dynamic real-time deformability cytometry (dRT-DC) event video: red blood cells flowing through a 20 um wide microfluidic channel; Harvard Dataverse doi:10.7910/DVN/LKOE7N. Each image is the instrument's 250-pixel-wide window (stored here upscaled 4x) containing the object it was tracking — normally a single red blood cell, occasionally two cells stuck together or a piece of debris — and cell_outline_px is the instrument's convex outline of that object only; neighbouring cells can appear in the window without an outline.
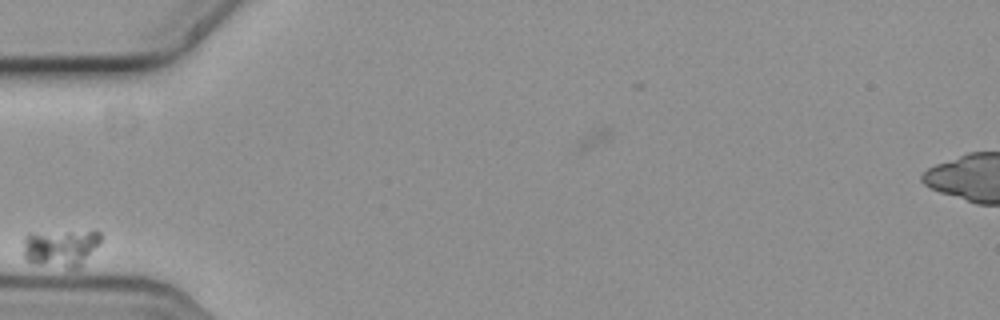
{"species": "common noctule bat (a hibernating species)", "species_latin": "Nyctalus noctula", "temperature_condition": "cold", "stored_images_in_passage": 32, "camera_frame_rate_fps": 3000, "um_per_image_px": 0.085, "animal": {"sex": "female", "body_mass_g": 19.3, "forearm_length_mm": 54.1}, "frame": {"image": 1, "passage_image": 1, "time_ms": 0.0, "image_size_px": [1000, 320], "cell_outline_px": [[100, 244], [76, 268], [68, 268], [36, 264], [28, 260], [24, 256], [24, 236], [28, 232], [96, 228], [100, 232]], "centroid_in_image_um": [5.18, 20.98], "position_along_channel_um": 79.8, "area_um2": 17.57}}
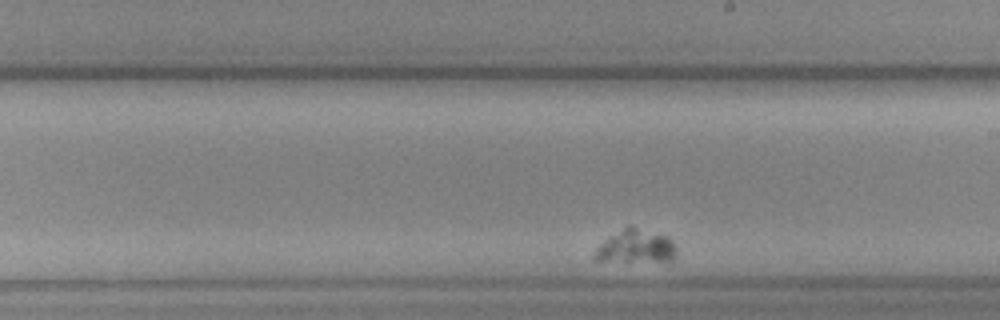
{"frame": {"image": 2, "passage_image": 18, "time_ms": 5.667, "image_size_px": [1000, 320], "cell_outline_px": [[676, 256], [672, 260], [596, 260], [592, 256], [596, 248], [600, 244], [624, 228], [636, 228], [668, 236], [672, 240], [676, 248]], "centroid_in_image_um": [54.07, 20.96], "position_along_channel_um": 234.9, "area_um2": 15.03}}
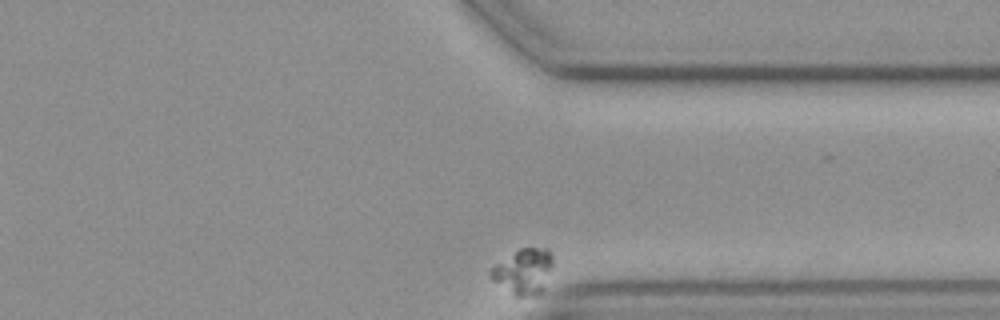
{"frame": {"image": 3, "passage_image": 32, "time_ms": 10.333, "image_size_px": [1000, 320], "cell_outline_px": [[552, 264], [544, 292], [540, 296], [516, 296], [492, 280], [488, 276], [488, 272], [496, 264], [520, 248], [548, 248], [552, 256]], "centroid_in_image_um": [44.52, 23.1], "position_along_channel_um": 366.9, "area_um2": 16.53}}